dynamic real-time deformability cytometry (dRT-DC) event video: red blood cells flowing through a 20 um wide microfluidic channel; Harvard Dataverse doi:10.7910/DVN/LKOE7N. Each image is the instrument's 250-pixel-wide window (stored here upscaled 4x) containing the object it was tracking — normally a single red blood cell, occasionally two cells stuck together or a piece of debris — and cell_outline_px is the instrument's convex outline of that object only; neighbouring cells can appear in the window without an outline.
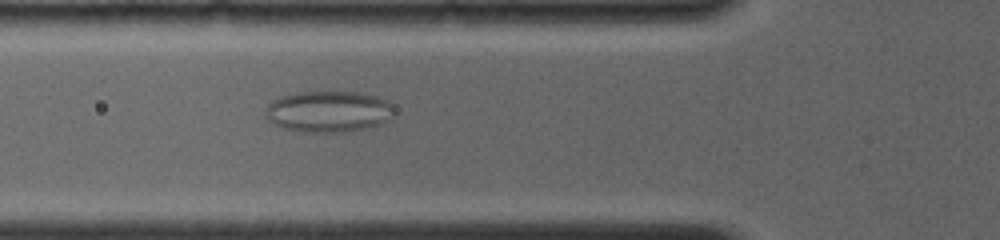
{"species": "common noctule bat (a hibernating species)", "species_latin": "Nyctalus noctula", "temperature_condition": "room temperature", "stored_images_in_passage": 10, "camera_frame_rate_fps": 4000, "um_per_image_px": 0.085, "animal": {"sex": "female", "body_mass_g": 19.0, "forearm_length_mm": 56.7}, "frame": {"image": 1, "passage_image": 10, "time_ms": 5.75, "image_size_px": [1000, 240], "cell_outline_px": [[392, 116], [388, 120], [380, 124], [368, 128], [340, 132], [304, 132], [284, 128], [272, 124], [268, 120], [264, 112], [268, 104], [272, 100], [280, 96], [300, 92], [356, 92], [376, 96], [388, 100], [392, 104]], "centroid_in_image_um": [27.9, 9.48], "position_along_channel_um": 97.9, "area_um2": 31.04}}